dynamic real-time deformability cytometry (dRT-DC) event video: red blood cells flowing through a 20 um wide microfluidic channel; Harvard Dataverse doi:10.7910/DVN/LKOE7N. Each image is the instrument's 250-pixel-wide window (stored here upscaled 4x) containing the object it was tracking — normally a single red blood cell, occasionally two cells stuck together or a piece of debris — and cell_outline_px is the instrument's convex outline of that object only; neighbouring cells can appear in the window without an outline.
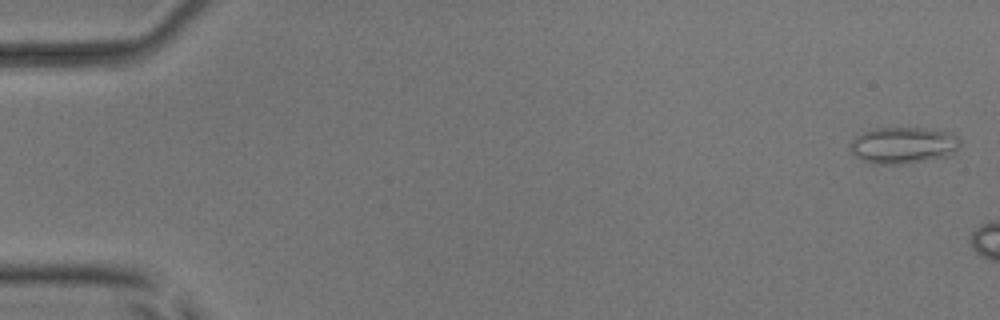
{"species": "common noctule bat (a hibernating species)", "species_latin": "Nyctalus noctula", "temperature_condition": "room temperature", "stored_images_in_passage": 7, "camera_frame_rate_fps": 3000, "um_per_image_px": 0.085, "animal": {"sex": "male", "body_mass_g": 17.9, "forearm_length_mm": 54.2}, "frame": {"image": 1, "passage_image": 2, "time_ms": 0.333, "image_size_px": [1000, 320], "cell_outline_px": [[960, 144], [948, 156], [908, 164], [876, 164], [864, 160], [856, 156], [852, 152], [848, 144], [856, 136], [864, 132], [876, 128], [924, 128], [952, 132], [960, 140]], "centroid_in_image_um": [76.77, 12.35], "position_along_channel_um": 8.2, "area_um2": 23.41}}